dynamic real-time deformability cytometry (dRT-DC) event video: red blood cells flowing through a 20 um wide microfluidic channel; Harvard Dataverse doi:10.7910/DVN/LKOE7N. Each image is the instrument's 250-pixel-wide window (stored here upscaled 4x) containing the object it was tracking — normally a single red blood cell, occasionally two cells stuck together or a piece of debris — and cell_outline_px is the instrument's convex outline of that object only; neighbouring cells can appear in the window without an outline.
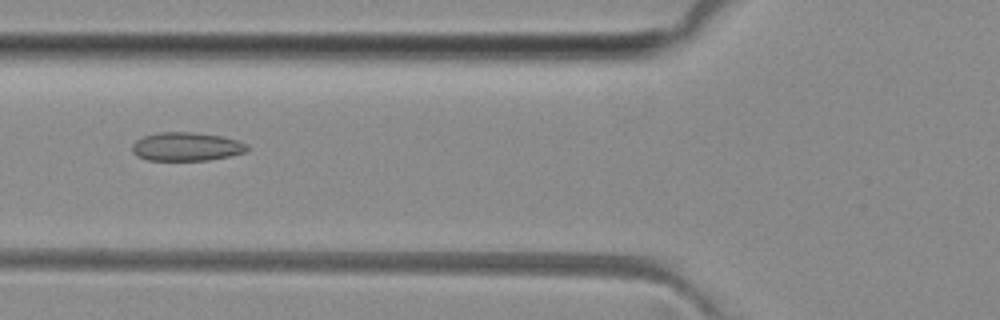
{"species": "common noctule bat (a hibernating species)", "species_latin": "Nyctalus noctula", "temperature_condition": "room temperature", "stored_images_in_passage": 42, "camera_frame_rate_fps": 3000, "um_per_image_px": 0.085, "animal": {"sex": "female", "body_mass_g": 29.2, "forearm_length_mm": 56.3}, "frame": {"image": 1, "passage_image": 11, "time_ms": 3.333, "image_size_px": [1000, 320], "cell_outline_px": [[248, 148], [244, 152], [228, 156], [208, 160], [148, 160], [136, 156], [132, 152], [132, 144], [136, 140], [144, 136], [160, 132], [192, 132], [220, 136], [236, 140], [248, 144]], "centroid_in_image_um": [15.81, 12.46], "position_along_channel_um": 110.0, "area_um2": 19.02}}
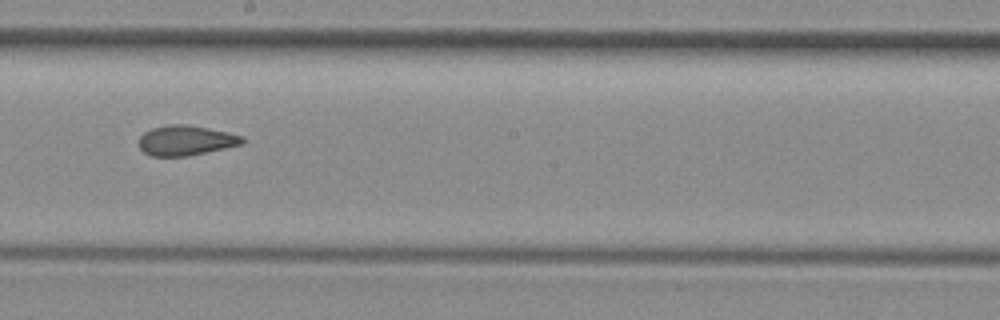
{"frame": {"image": 2, "passage_image": 20, "time_ms": 6.333, "image_size_px": [1000, 320], "cell_outline_px": [[244, 144], [188, 156], [152, 156], [144, 152], [140, 148], [140, 136], [144, 132], [152, 128], [168, 124], [188, 124], [228, 132], [244, 136]], "centroid_in_image_um": [15.82, 11.93], "position_along_channel_um": 232.4, "area_um2": 18.15}}
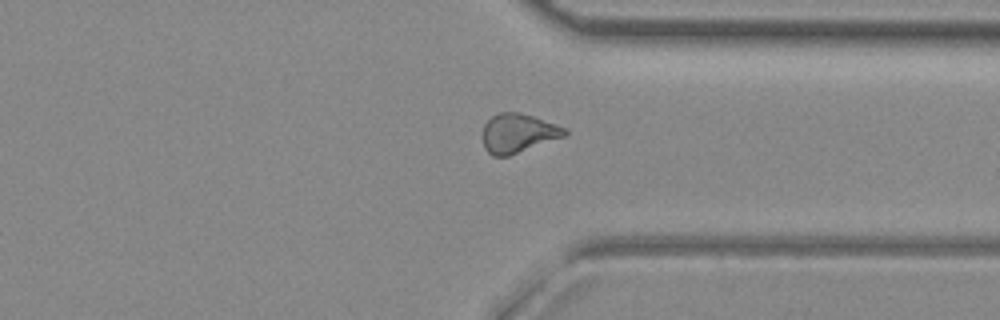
{"frame": {"image": 3, "passage_image": 30, "time_ms": 9.667, "image_size_px": [1000, 320], "cell_outline_px": [[568, 132], [564, 136], [508, 156], [492, 156], [484, 148], [484, 124], [492, 116], [500, 112], [520, 112], [568, 128]], "centroid_in_image_um": [44.04, 11.31], "position_along_channel_um": 367.4, "area_um2": 18.44}, "authors_computed_cell_mechanics": {"area_um2": 18.6116, "velocity_mm_per_s": 4.0819, "shape_relaxation_time_tau1_ms": null, "shape_relaxation_time_tau2_ms": 1.8337, "deformation_change_tau1": null, "deformation_change_tau2": 0.0773}}